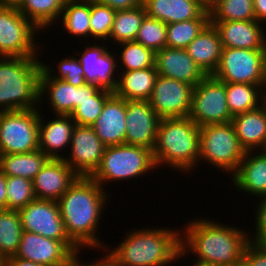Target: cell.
Instances as JSON below:
<instances>
[{"mask_svg":"<svg viewBox=\"0 0 266 266\" xmlns=\"http://www.w3.org/2000/svg\"><path fill=\"white\" fill-rule=\"evenodd\" d=\"M107 192L91 177L79 176L57 201L66 233L79 248L105 247L96 232L110 197Z\"/></svg>","mask_w":266,"mask_h":266,"instance_id":"cell-1","label":"cell"},{"mask_svg":"<svg viewBox=\"0 0 266 266\" xmlns=\"http://www.w3.org/2000/svg\"><path fill=\"white\" fill-rule=\"evenodd\" d=\"M214 220H191L181 234L178 258L193 254L197 261L219 266H241L249 234L239 227L219 224ZM191 252V253H189Z\"/></svg>","mask_w":266,"mask_h":266,"instance_id":"cell-2","label":"cell"},{"mask_svg":"<svg viewBox=\"0 0 266 266\" xmlns=\"http://www.w3.org/2000/svg\"><path fill=\"white\" fill-rule=\"evenodd\" d=\"M174 229H133L117 247L106 244L102 250L108 251L112 266H167L177 261L181 249L182 229Z\"/></svg>","mask_w":266,"mask_h":266,"instance_id":"cell-3","label":"cell"},{"mask_svg":"<svg viewBox=\"0 0 266 266\" xmlns=\"http://www.w3.org/2000/svg\"><path fill=\"white\" fill-rule=\"evenodd\" d=\"M200 127L187 117L160 119L153 149L156 167L174 168L186 174L197 168Z\"/></svg>","mask_w":266,"mask_h":266,"instance_id":"cell-4","label":"cell"},{"mask_svg":"<svg viewBox=\"0 0 266 266\" xmlns=\"http://www.w3.org/2000/svg\"><path fill=\"white\" fill-rule=\"evenodd\" d=\"M0 57V111L39 108L41 59Z\"/></svg>","mask_w":266,"mask_h":266,"instance_id":"cell-5","label":"cell"},{"mask_svg":"<svg viewBox=\"0 0 266 266\" xmlns=\"http://www.w3.org/2000/svg\"><path fill=\"white\" fill-rule=\"evenodd\" d=\"M156 169L152 150L122 144L105 148L98 168L90 177L104 189L107 182L134 179Z\"/></svg>","mask_w":266,"mask_h":266,"instance_id":"cell-6","label":"cell"},{"mask_svg":"<svg viewBox=\"0 0 266 266\" xmlns=\"http://www.w3.org/2000/svg\"><path fill=\"white\" fill-rule=\"evenodd\" d=\"M246 151L241 147L232 122L209 124L200 127V154L198 165L218 168L231 175L238 169Z\"/></svg>","mask_w":266,"mask_h":266,"instance_id":"cell-7","label":"cell"},{"mask_svg":"<svg viewBox=\"0 0 266 266\" xmlns=\"http://www.w3.org/2000/svg\"><path fill=\"white\" fill-rule=\"evenodd\" d=\"M38 109L0 111V155L39 149Z\"/></svg>","mask_w":266,"mask_h":266,"instance_id":"cell-8","label":"cell"},{"mask_svg":"<svg viewBox=\"0 0 266 266\" xmlns=\"http://www.w3.org/2000/svg\"><path fill=\"white\" fill-rule=\"evenodd\" d=\"M39 32L17 8L0 6V57L40 56L36 43Z\"/></svg>","mask_w":266,"mask_h":266,"instance_id":"cell-9","label":"cell"},{"mask_svg":"<svg viewBox=\"0 0 266 266\" xmlns=\"http://www.w3.org/2000/svg\"><path fill=\"white\" fill-rule=\"evenodd\" d=\"M188 117L199 127L230 122L233 116L226 100V83L207 75L194 86Z\"/></svg>","mask_w":266,"mask_h":266,"instance_id":"cell-10","label":"cell"},{"mask_svg":"<svg viewBox=\"0 0 266 266\" xmlns=\"http://www.w3.org/2000/svg\"><path fill=\"white\" fill-rule=\"evenodd\" d=\"M265 49L223 48L212 76L224 83L254 84L261 87Z\"/></svg>","mask_w":266,"mask_h":266,"instance_id":"cell-11","label":"cell"},{"mask_svg":"<svg viewBox=\"0 0 266 266\" xmlns=\"http://www.w3.org/2000/svg\"><path fill=\"white\" fill-rule=\"evenodd\" d=\"M18 212L23 231L62 241L72 252L80 249L66 233L57 201L36 198Z\"/></svg>","mask_w":266,"mask_h":266,"instance_id":"cell-12","label":"cell"},{"mask_svg":"<svg viewBox=\"0 0 266 266\" xmlns=\"http://www.w3.org/2000/svg\"><path fill=\"white\" fill-rule=\"evenodd\" d=\"M96 42L98 41H94V45L91 42L89 45L84 43L86 46L83 52H76L78 53L76 55L81 54L78 59L84 71L85 82L90 88L104 89L114 93L119 76L117 68L120 66L116 60L117 52L113 55V52L106 48L107 42L105 41H102L101 45Z\"/></svg>","mask_w":266,"mask_h":266,"instance_id":"cell-13","label":"cell"},{"mask_svg":"<svg viewBox=\"0 0 266 266\" xmlns=\"http://www.w3.org/2000/svg\"><path fill=\"white\" fill-rule=\"evenodd\" d=\"M194 86L158 75L148 102L160 119L187 117Z\"/></svg>","mask_w":266,"mask_h":266,"instance_id":"cell-14","label":"cell"},{"mask_svg":"<svg viewBox=\"0 0 266 266\" xmlns=\"http://www.w3.org/2000/svg\"><path fill=\"white\" fill-rule=\"evenodd\" d=\"M69 147V156L64 154L62 159L82 177H90L96 171L106 148L92 126L82 125L74 126Z\"/></svg>","mask_w":266,"mask_h":266,"instance_id":"cell-15","label":"cell"},{"mask_svg":"<svg viewBox=\"0 0 266 266\" xmlns=\"http://www.w3.org/2000/svg\"><path fill=\"white\" fill-rule=\"evenodd\" d=\"M159 121L148 100H126L125 144L153 151Z\"/></svg>","mask_w":266,"mask_h":266,"instance_id":"cell-16","label":"cell"},{"mask_svg":"<svg viewBox=\"0 0 266 266\" xmlns=\"http://www.w3.org/2000/svg\"><path fill=\"white\" fill-rule=\"evenodd\" d=\"M71 253L72 251L62 241L22 231L15 257L44 266H62Z\"/></svg>","mask_w":266,"mask_h":266,"instance_id":"cell-17","label":"cell"},{"mask_svg":"<svg viewBox=\"0 0 266 266\" xmlns=\"http://www.w3.org/2000/svg\"><path fill=\"white\" fill-rule=\"evenodd\" d=\"M89 89V86H74L64 80L51 78L42 69L39 76V103L47 96L44 102L49 100L54 115H71Z\"/></svg>","mask_w":266,"mask_h":266,"instance_id":"cell-18","label":"cell"},{"mask_svg":"<svg viewBox=\"0 0 266 266\" xmlns=\"http://www.w3.org/2000/svg\"><path fill=\"white\" fill-rule=\"evenodd\" d=\"M78 177L62 158H50L33 179L35 197L58 201Z\"/></svg>","mask_w":266,"mask_h":266,"instance_id":"cell-19","label":"cell"},{"mask_svg":"<svg viewBox=\"0 0 266 266\" xmlns=\"http://www.w3.org/2000/svg\"><path fill=\"white\" fill-rule=\"evenodd\" d=\"M158 75L196 86L207 75L193 61L185 49L164 47L155 52Z\"/></svg>","mask_w":266,"mask_h":266,"instance_id":"cell-20","label":"cell"},{"mask_svg":"<svg viewBox=\"0 0 266 266\" xmlns=\"http://www.w3.org/2000/svg\"><path fill=\"white\" fill-rule=\"evenodd\" d=\"M210 23L217 29L223 48L265 49L266 47V29L257 20Z\"/></svg>","mask_w":266,"mask_h":266,"instance_id":"cell-21","label":"cell"},{"mask_svg":"<svg viewBox=\"0 0 266 266\" xmlns=\"http://www.w3.org/2000/svg\"><path fill=\"white\" fill-rule=\"evenodd\" d=\"M92 127L106 147L125 144L126 100L113 93Z\"/></svg>","mask_w":266,"mask_h":266,"instance_id":"cell-22","label":"cell"},{"mask_svg":"<svg viewBox=\"0 0 266 266\" xmlns=\"http://www.w3.org/2000/svg\"><path fill=\"white\" fill-rule=\"evenodd\" d=\"M255 152L245 153L231 176V183L236 190L260 198L266 196V150Z\"/></svg>","mask_w":266,"mask_h":266,"instance_id":"cell-23","label":"cell"},{"mask_svg":"<svg viewBox=\"0 0 266 266\" xmlns=\"http://www.w3.org/2000/svg\"><path fill=\"white\" fill-rule=\"evenodd\" d=\"M41 113L40 111L39 150L49 158H63L62 150L70 146L72 132L76 124L70 115H55L56 118L45 121Z\"/></svg>","mask_w":266,"mask_h":266,"instance_id":"cell-24","label":"cell"},{"mask_svg":"<svg viewBox=\"0 0 266 266\" xmlns=\"http://www.w3.org/2000/svg\"><path fill=\"white\" fill-rule=\"evenodd\" d=\"M231 122L246 152L266 150V102L254 110L233 116Z\"/></svg>","mask_w":266,"mask_h":266,"instance_id":"cell-25","label":"cell"},{"mask_svg":"<svg viewBox=\"0 0 266 266\" xmlns=\"http://www.w3.org/2000/svg\"><path fill=\"white\" fill-rule=\"evenodd\" d=\"M146 16L165 24L198 18L208 5L203 0H142Z\"/></svg>","mask_w":266,"mask_h":266,"instance_id":"cell-26","label":"cell"},{"mask_svg":"<svg viewBox=\"0 0 266 266\" xmlns=\"http://www.w3.org/2000/svg\"><path fill=\"white\" fill-rule=\"evenodd\" d=\"M222 49L219 33L211 23L185 48L206 75H212L217 69Z\"/></svg>","mask_w":266,"mask_h":266,"instance_id":"cell-27","label":"cell"},{"mask_svg":"<svg viewBox=\"0 0 266 266\" xmlns=\"http://www.w3.org/2000/svg\"><path fill=\"white\" fill-rule=\"evenodd\" d=\"M158 73L155 66L132 71H122L118 76L114 94L125 100H148Z\"/></svg>","mask_w":266,"mask_h":266,"instance_id":"cell-28","label":"cell"},{"mask_svg":"<svg viewBox=\"0 0 266 266\" xmlns=\"http://www.w3.org/2000/svg\"><path fill=\"white\" fill-rule=\"evenodd\" d=\"M50 158L41 150L0 155V170L6 176L23 177L31 181Z\"/></svg>","mask_w":266,"mask_h":266,"instance_id":"cell-29","label":"cell"},{"mask_svg":"<svg viewBox=\"0 0 266 266\" xmlns=\"http://www.w3.org/2000/svg\"><path fill=\"white\" fill-rule=\"evenodd\" d=\"M66 0H24L18 11L40 31H46L60 21Z\"/></svg>","mask_w":266,"mask_h":266,"instance_id":"cell-30","label":"cell"},{"mask_svg":"<svg viewBox=\"0 0 266 266\" xmlns=\"http://www.w3.org/2000/svg\"><path fill=\"white\" fill-rule=\"evenodd\" d=\"M60 19L67 34L90 41V0H66Z\"/></svg>","mask_w":266,"mask_h":266,"instance_id":"cell-31","label":"cell"},{"mask_svg":"<svg viewBox=\"0 0 266 266\" xmlns=\"http://www.w3.org/2000/svg\"><path fill=\"white\" fill-rule=\"evenodd\" d=\"M226 100L232 116L254 110L264 103L261 87L244 83H226Z\"/></svg>","mask_w":266,"mask_h":266,"instance_id":"cell-32","label":"cell"},{"mask_svg":"<svg viewBox=\"0 0 266 266\" xmlns=\"http://www.w3.org/2000/svg\"><path fill=\"white\" fill-rule=\"evenodd\" d=\"M210 23L207 8L198 18L167 24L166 47L185 49Z\"/></svg>","mask_w":266,"mask_h":266,"instance_id":"cell-33","label":"cell"},{"mask_svg":"<svg viewBox=\"0 0 266 266\" xmlns=\"http://www.w3.org/2000/svg\"><path fill=\"white\" fill-rule=\"evenodd\" d=\"M146 16L143 5L125 10H117L109 39L117 44L135 41L141 23Z\"/></svg>","mask_w":266,"mask_h":266,"instance_id":"cell-34","label":"cell"},{"mask_svg":"<svg viewBox=\"0 0 266 266\" xmlns=\"http://www.w3.org/2000/svg\"><path fill=\"white\" fill-rule=\"evenodd\" d=\"M22 231L18 210L0 209V256L4 260L15 256Z\"/></svg>","mask_w":266,"mask_h":266,"instance_id":"cell-35","label":"cell"},{"mask_svg":"<svg viewBox=\"0 0 266 266\" xmlns=\"http://www.w3.org/2000/svg\"><path fill=\"white\" fill-rule=\"evenodd\" d=\"M208 9L210 22L256 20L253 0H213Z\"/></svg>","mask_w":266,"mask_h":266,"instance_id":"cell-36","label":"cell"},{"mask_svg":"<svg viewBox=\"0 0 266 266\" xmlns=\"http://www.w3.org/2000/svg\"><path fill=\"white\" fill-rule=\"evenodd\" d=\"M112 94L104 89L90 88L70 115L75 124L92 126L100 116L106 100Z\"/></svg>","mask_w":266,"mask_h":266,"instance_id":"cell-37","label":"cell"},{"mask_svg":"<svg viewBox=\"0 0 266 266\" xmlns=\"http://www.w3.org/2000/svg\"><path fill=\"white\" fill-rule=\"evenodd\" d=\"M120 45L121 51L117 55V61L123 65L121 71L142 70L155 66V52L152 49L146 48L136 41L122 42ZM119 56V57H118ZM125 69V70H124Z\"/></svg>","mask_w":266,"mask_h":266,"instance_id":"cell-38","label":"cell"},{"mask_svg":"<svg viewBox=\"0 0 266 266\" xmlns=\"http://www.w3.org/2000/svg\"><path fill=\"white\" fill-rule=\"evenodd\" d=\"M167 24L155 18L145 16L135 41L154 52L166 47Z\"/></svg>","mask_w":266,"mask_h":266,"instance_id":"cell-39","label":"cell"},{"mask_svg":"<svg viewBox=\"0 0 266 266\" xmlns=\"http://www.w3.org/2000/svg\"><path fill=\"white\" fill-rule=\"evenodd\" d=\"M116 11L111 7L90 0V38L107 41Z\"/></svg>","mask_w":266,"mask_h":266,"instance_id":"cell-40","label":"cell"},{"mask_svg":"<svg viewBox=\"0 0 266 266\" xmlns=\"http://www.w3.org/2000/svg\"><path fill=\"white\" fill-rule=\"evenodd\" d=\"M35 199L33 181L7 176V209L19 210Z\"/></svg>","mask_w":266,"mask_h":266,"instance_id":"cell-41","label":"cell"},{"mask_svg":"<svg viewBox=\"0 0 266 266\" xmlns=\"http://www.w3.org/2000/svg\"><path fill=\"white\" fill-rule=\"evenodd\" d=\"M66 57L57 63L58 69H56V73H52L54 71L53 67L51 69L49 64H44L45 62H41V67L51 78L64 80L74 86H88L85 82L84 71L78 56L75 57L73 54V56L70 55L68 57L66 55Z\"/></svg>","mask_w":266,"mask_h":266,"instance_id":"cell-42","label":"cell"},{"mask_svg":"<svg viewBox=\"0 0 266 266\" xmlns=\"http://www.w3.org/2000/svg\"><path fill=\"white\" fill-rule=\"evenodd\" d=\"M241 266H266V248L260 242L249 241Z\"/></svg>","mask_w":266,"mask_h":266,"instance_id":"cell-43","label":"cell"},{"mask_svg":"<svg viewBox=\"0 0 266 266\" xmlns=\"http://www.w3.org/2000/svg\"><path fill=\"white\" fill-rule=\"evenodd\" d=\"M258 200L260 201L255 208L257 210H255L256 214L254 218L255 234L253 233L251 237V233H248L250 234V236H248L249 240L254 242H261L266 238V196L260 197Z\"/></svg>","mask_w":266,"mask_h":266,"instance_id":"cell-44","label":"cell"},{"mask_svg":"<svg viewBox=\"0 0 266 266\" xmlns=\"http://www.w3.org/2000/svg\"><path fill=\"white\" fill-rule=\"evenodd\" d=\"M82 248L77 249L75 251H73L69 258L67 259V261L62 265V266H112L111 265V257L109 255V253H105L101 258L97 259V261L95 260L94 263H90L88 264V262H82L83 259H81V261H79L80 259H78L81 256H78V253L80 252ZM86 263V264H85Z\"/></svg>","mask_w":266,"mask_h":266,"instance_id":"cell-45","label":"cell"},{"mask_svg":"<svg viewBox=\"0 0 266 266\" xmlns=\"http://www.w3.org/2000/svg\"><path fill=\"white\" fill-rule=\"evenodd\" d=\"M100 4L111 7L113 10H125L142 5V0H94Z\"/></svg>","mask_w":266,"mask_h":266,"instance_id":"cell-46","label":"cell"},{"mask_svg":"<svg viewBox=\"0 0 266 266\" xmlns=\"http://www.w3.org/2000/svg\"><path fill=\"white\" fill-rule=\"evenodd\" d=\"M256 20L266 26V0H253Z\"/></svg>","mask_w":266,"mask_h":266,"instance_id":"cell-47","label":"cell"},{"mask_svg":"<svg viewBox=\"0 0 266 266\" xmlns=\"http://www.w3.org/2000/svg\"><path fill=\"white\" fill-rule=\"evenodd\" d=\"M0 209H7V176L0 170Z\"/></svg>","mask_w":266,"mask_h":266,"instance_id":"cell-48","label":"cell"},{"mask_svg":"<svg viewBox=\"0 0 266 266\" xmlns=\"http://www.w3.org/2000/svg\"><path fill=\"white\" fill-rule=\"evenodd\" d=\"M4 266H44V265L12 256L4 260Z\"/></svg>","mask_w":266,"mask_h":266,"instance_id":"cell-49","label":"cell"},{"mask_svg":"<svg viewBox=\"0 0 266 266\" xmlns=\"http://www.w3.org/2000/svg\"><path fill=\"white\" fill-rule=\"evenodd\" d=\"M261 92L263 96L264 102H266V47H265V53H264V59H263V79L261 84Z\"/></svg>","mask_w":266,"mask_h":266,"instance_id":"cell-50","label":"cell"},{"mask_svg":"<svg viewBox=\"0 0 266 266\" xmlns=\"http://www.w3.org/2000/svg\"><path fill=\"white\" fill-rule=\"evenodd\" d=\"M24 0H0V6L10 7V8H19Z\"/></svg>","mask_w":266,"mask_h":266,"instance_id":"cell-51","label":"cell"},{"mask_svg":"<svg viewBox=\"0 0 266 266\" xmlns=\"http://www.w3.org/2000/svg\"><path fill=\"white\" fill-rule=\"evenodd\" d=\"M191 265L192 266H219V265H216V264L201 262V261H197V260H195L193 262V264H191Z\"/></svg>","mask_w":266,"mask_h":266,"instance_id":"cell-52","label":"cell"},{"mask_svg":"<svg viewBox=\"0 0 266 266\" xmlns=\"http://www.w3.org/2000/svg\"><path fill=\"white\" fill-rule=\"evenodd\" d=\"M266 248V238L260 242Z\"/></svg>","mask_w":266,"mask_h":266,"instance_id":"cell-53","label":"cell"},{"mask_svg":"<svg viewBox=\"0 0 266 266\" xmlns=\"http://www.w3.org/2000/svg\"><path fill=\"white\" fill-rule=\"evenodd\" d=\"M0 266H4V259L0 256Z\"/></svg>","mask_w":266,"mask_h":266,"instance_id":"cell-54","label":"cell"},{"mask_svg":"<svg viewBox=\"0 0 266 266\" xmlns=\"http://www.w3.org/2000/svg\"><path fill=\"white\" fill-rule=\"evenodd\" d=\"M207 5H209L213 0H203Z\"/></svg>","mask_w":266,"mask_h":266,"instance_id":"cell-55","label":"cell"}]
</instances>
